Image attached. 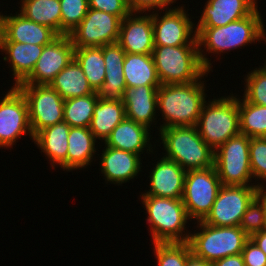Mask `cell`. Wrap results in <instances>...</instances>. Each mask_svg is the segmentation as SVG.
<instances>
[{"mask_svg": "<svg viewBox=\"0 0 266 266\" xmlns=\"http://www.w3.org/2000/svg\"><path fill=\"white\" fill-rule=\"evenodd\" d=\"M258 183L256 186V191L254 194V198L259 202L261 208L263 210L264 217L266 219V186L265 184ZM265 186V187H264Z\"/></svg>", "mask_w": 266, "mask_h": 266, "instance_id": "obj_43", "label": "cell"}, {"mask_svg": "<svg viewBox=\"0 0 266 266\" xmlns=\"http://www.w3.org/2000/svg\"><path fill=\"white\" fill-rule=\"evenodd\" d=\"M19 13L61 35L60 0H21Z\"/></svg>", "mask_w": 266, "mask_h": 266, "instance_id": "obj_30", "label": "cell"}, {"mask_svg": "<svg viewBox=\"0 0 266 266\" xmlns=\"http://www.w3.org/2000/svg\"><path fill=\"white\" fill-rule=\"evenodd\" d=\"M125 55L126 52L118 42L103 46L105 81L96 91L99 99H123L126 89L123 72Z\"/></svg>", "mask_w": 266, "mask_h": 266, "instance_id": "obj_20", "label": "cell"}, {"mask_svg": "<svg viewBox=\"0 0 266 266\" xmlns=\"http://www.w3.org/2000/svg\"><path fill=\"white\" fill-rule=\"evenodd\" d=\"M204 142L214 151L240 134L238 97L233 94L204 103L196 125Z\"/></svg>", "mask_w": 266, "mask_h": 266, "instance_id": "obj_5", "label": "cell"}, {"mask_svg": "<svg viewBox=\"0 0 266 266\" xmlns=\"http://www.w3.org/2000/svg\"><path fill=\"white\" fill-rule=\"evenodd\" d=\"M0 13V46L3 40V30H4V15Z\"/></svg>", "mask_w": 266, "mask_h": 266, "instance_id": "obj_46", "label": "cell"}, {"mask_svg": "<svg viewBox=\"0 0 266 266\" xmlns=\"http://www.w3.org/2000/svg\"><path fill=\"white\" fill-rule=\"evenodd\" d=\"M61 35H69L86 16L88 0H60Z\"/></svg>", "mask_w": 266, "mask_h": 266, "instance_id": "obj_35", "label": "cell"}, {"mask_svg": "<svg viewBox=\"0 0 266 266\" xmlns=\"http://www.w3.org/2000/svg\"><path fill=\"white\" fill-rule=\"evenodd\" d=\"M206 71L198 80L185 84H165L158 88L157 110L165 122L158 128L196 126L206 102Z\"/></svg>", "mask_w": 266, "mask_h": 266, "instance_id": "obj_2", "label": "cell"}, {"mask_svg": "<svg viewBox=\"0 0 266 266\" xmlns=\"http://www.w3.org/2000/svg\"><path fill=\"white\" fill-rule=\"evenodd\" d=\"M259 12L257 8L249 16L230 22L225 26L194 27L197 34L199 58L207 71H212V63L211 59L209 60L206 57L207 53L202 50L203 47L208 54L219 55L257 41H263L265 24H263L264 22Z\"/></svg>", "mask_w": 266, "mask_h": 266, "instance_id": "obj_1", "label": "cell"}, {"mask_svg": "<svg viewBox=\"0 0 266 266\" xmlns=\"http://www.w3.org/2000/svg\"><path fill=\"white\" fill-rule=\"evenodd\" d=\"M121 21L116 15L88 8L86 16L69 36L75 48L103 47L118 41Z\"/></svg>", "mask_w": 266, "mask_h": 266, "instance_id": "obj_13", "label": "cell"}, {"mask_svg": "<svg viewBox=\"0 0 266 266\" xmlns=\"http://www.w3.org/2000/svg\"><path fill=\"white\" fill-rule=\"evenodd\" d=\"M97 139L89 128L71 127L68 136L67 171L90 165L96 153Z\"/></svg>", "mask_w": 266, "mask_h": 266, "instance_id": "obj_26", "label": "cell"}, {"mask_svg": "<svg viewBox=\"0 0 266 266\" xmlns=\"http://www.w3.org/2000/svg\"><path fill=\"white\" fill-rule=\"evenodd\" d=\"M152 56L161 85L191 83L207 71L198 45L154 46Z\"/></svg>", "mask_w": 266, "mask_h": 266, "instance_id": "obj_6", "label": "cell"}, {"mask_svg": "<svg viewBox=\"0 0 266 266\" xmlns=\"http://www.w3.org/2000/svg\"><path fill=\"white\" fill-rule=\"evenodd\" d=\"M16 87L26 99L33 136L63 122L64 99L50 85L19 84Z\"/></svg>", "mask_w": 266, "mask_h": 266, "instance_id": "obj_10", "label": "cell"}, {"mask_svg": "<svg viewBox=\"0 0 266 266\" xmlns=\"http://www.w3.org/2000/svg\"><path fill=\"white\" fill-rule=\"evenodd\" d=\"M128 8L130 12H141V13H147L155 12L156 10H166L169 9L168 6H170L173 3H176V0H126ZM156 9V10H155Z\"/></svg>", "mask_w": 266, "mask_h": 266, "instance_id": "obj_40", "label": "cell"}, {"mask_svg": "<svg viewBox=\"0 0 266 266\" xmlns=\"http://www.w3.org/2000/svg\"><path fill=\"white\" fill-rule=\"evenodd\" d=\"M250 168L253 179L266 181V137L250 138Z\"/></svg>", "mask_w": 266, "mask_h": 266, "instance_id": "obj_37", "label": "cell"}, {"mask_svg": "<svg viewBox=\"0 0 266 266\" xmlns=\"http://www.w3.org/2000/svg\"><path fill=\"white\" fill-rule=\"evenodd\" d=\"M200 230L190 233L189 245L192 253L212 263L230 255L241 254L250 237L240 226L219 227L197 222Z\"/></svg>", "mask_w": 266, "mask_h": 266, "instance_id": "obj_7", "label": "cell"}, {"mask_svg": "<svg viewBox=\"0 0 266 266\" xmlns=\"http://www.w3.org/2000/svg\"><path fill=\"white\" fill-rule=\"evenodd\" d=\"M221 186L214 166L187 171L182 201L191 220L198 222L206 218Z\"/></svg>", "mask_w": 266, "mask_h": 266, "instance_id": "obj_9", "label": "cell"}, {"mask_svg": "<svg viewBox=\"0 0 266 266\" xmlns=\"http://www.w3.org/2000/svg\"><path fill=\"white\" fill-rule=\"evenodd\" d=\"M125 117L126 111L122 100L98 98L89 129L96 139L105 142L112 130Z\"/></svg>", "mask_w": 266, "mask_h": 266, "instance_id": "obj_27", "label": "cell"}, {"mask_svg": "<svg viewBox=\"0 0 266 266\" xmlns=\"http://www.w3.org/2000/svg\"><path fill=\"white\" fill-rule=\"evenodd\" d=\"M70 126L66 122H60L40 130L33 142L37 145L45 157L49 158L52 168L59 167L67 171V150Z\"/></svg>", "mask_w": 266, "mask_h": 266, "instance_id": "obj_25", "label": "cell"}, {"mask_svg": "<svg viewBox=\"0 0 266 266\" xmlns=\"http://www.w3.org/2000/svg\"><path fill=\"white\" fill-rule=\"evenodd\" d=\"M249 146L250 137L239 134L214 151V167L222 185L257 186V183H250L253 176Z\"/></svg>", "mask_w": 266, "mask_h": 266, "instance_id": "obj_8", "label": "cell"}, {"mask_svg": "<svg viewBox=\"0 0 266 266\" xmlns=\"http://www.w3.org/2000/svg\"><path fill=\"white\" fill-rule=\"evenodd\" d=\"M256 186H224L216 196L210 213L204 223L219 226H240L247 206L253 200Z\"/></svg>", "mask_w": 266, "mask_h": 266, "instance_id": "obj_14", "label": "cell"}, {"mask_svg": "<svg viewBox=\"0 0 266 266\" xmlns=\"http://www.w3.org/2000/svg\"><path fill=\"white\" fill-rule=\"evenodd\" d=\"M74 59L84 71L89 85L97 91L105 81L103 47L75 48Z\"/></svg>", "mask_w": 266, "mask_h": 266, "instance_id": "obj_31", "label": "cell"}, {"mask_svg": "<svg viewBox=\"0 0 266 266\" xmlns=\"http://www.w3.org/2000/svg\"><path fill=\"white\" fill-rule=\"evenodd\" d=\"M106 147V148H105ZM100 157L101 173L108 183L118 186L129 182L142 171L141 156L105 145Z\"/></svg>", "mask_w": 266, "mask_h": 266, "instance_id": "obj_18", "label": "cell"}, {"mask_svg": "<svg viewBox=\"0 0 266 266\" xmlns=\"http://www.w3.org/2000/svg\"><path fill=\"white\" fill-rule=\"evenodd\" d=\"M186 173L177 162L162 157L149 173L150 189L141 195L182 199Z\"/></svg>", "mask_w": 266, "mask_h": 266, "instance_id": "obj_17", "label": "cell"}, {"mask_svg": "<svg viewBox=\"0 0 266 266\" xmlns=\"http://www.w3.org/2000/svg\"><path fill=\"white\" fill-rule=\"evenodd\" d=\"M250 239L265 253L266 255V229L256 232L250 236Z\"/></svg>", "mask_w": 266, "mask_h": 266, "instance_id": "obj_44", "label": "cell"}, {"mask_svg": "<svg viewBox=\"0 0 266 266\" xmlns=\"http://www.w3.org/2000/svg\"><path fill=\"white\" fill-rule=\"evenodd\" d=\"M123 72L126 87L161 85L152 54L126 53Z\"/></svg>", "mask_w": 266, "mask_h": 266, "instance_id": "obj_28", "label": "cell"}, {"mask_svg": "<svg viewBox=\"0 0 266 266\" xmlns=\"http://www.w3.org/2000/svg\"><path fill=\"white\" fill-rule=\"evenodd\" d=\"M240 227L249 237L256 232L266 229V219L263 210L255 198L247 206Z\"/></svg>", "mask_w": 266, "mask_h": 266, "instance_id": "obj_38", "label": "cell"}, {"mask_svg": "<svg viewBox=\"0 0 266 266\" xmlns=\"http://www.w3.org/2000/svg\"><path fill=\"white\" fill-rule=\"evenodd\" d=\"M241 254L245 266H266L265 253L251 239L246 242Z\"/></svg>", "mask_w": 266, "mask_h": 266, "instance_id": "obj_41", "label": "cell"}, {"mask_svg": "<svg viewBox=\"0 0 266 266\" xmlns=\"http://www.w3.org/2000/svg\"><path fill=\"white\" fill-rule=\"evenodd\" d=\"M159 136L166 153L163 157L177 162L184 170L214 166V150L204 142L196 126L163 128Z\"/></svg>", "mask_w": 266, "mask_h": 266, "instance_id": "obj_4", "label": "cell"}, {"mask_svg": "<svg viewBox=\"0 0 266 266\" xmlns=\"http://www.w3.org/2000/svg\"><path fill=\"white\" fill-rule=\"evenodd\" d=\"M240 134L266 137V106L252 104L244 97L238 98Z\"/></svg>", "mask_w": 266, "mask_h": 266, "instance_id": "obj_33", "label": "cell"}, {"mask_svg": "<svg viewBox=\"0 0 266 266\" xmlns=\"http://www.w3.org/2000/svg\"><path fill=\"white\" fill-rule=\"evenodd\" d=\"M50 86L64 100L90 95L95 92L89 85L84 71L75 59L55 76Z\"/></svg>", "mask_w": 266, "mask_h": 266, "instance_id": "obj_29", "label": "cell"}, {"mask_svg": "<svg viewBox=\"0 0 266 266\" xmlns=\"http://www.w3.org/2000/svg\"><path fill=\"white\" fill-rule=\"evenodd\" d=\"M211 266H245V264L242 254H236L214 261Z\"/></svg>", "mask_w": 266, "mask_h": 266, "instance_id": "obj_42", "label": "cell"}, {"mask_svg": "<svg viewBox=\"0 0 266 266\" xmlns=\"http://www.w3.org/2000/svg\"><path fill=\"white\" fill-rule=\"evenodd\" d=\"M149 132H151L150 129L145 125L125 117L103 143L108 147L139 155L143 154L146 149V153H153L150 142L152 135Z\"/></svg>", "mask_w": 266, "mask_h": 266, "instance_id": "obj_23", "label": "cell"}, {"mask_svg": "<svg viewBox=\"0 0 266 266\" xmlns=\"http://www.w3.org/2000/svg\"><path fill=\"white\" fill-rule=\"evenodd\" d=\"M258 0H208L195 27H219L252 14Z\"/></svg>", "mask_w": 266, "mask_h": 266, "instance_id": "obj_19", "label": "cell"}, {"mask_svg": "<svg viewBox=\"0 0 266 266\" xmlns=\"http://www.w3.org/2000/svg\"><path fill=\"white\" fill-rule=\"evenodd\" d=\"M43 45L2 41L0 50L5 53L4 61H8L13 72V86L22 83L33 71L35 64L42 54Z\"/></svg>", "mask_w": 266, "mask_h": 266, "instance_id": "obj_24", "label": "cell"}, {"mask_svg": "<svg viewBox=\"0 0 266 266\" xmlns=\"http://www.w3.org/2000/svg\"><path fill=\"white\" fill-rule=\"evenodd\" d=\"M59 35L51 28L33 22L16 12L4 15V30L2 41H14L35 45H47Z\"/></svg>", "mask_w": 266, "mask_h": 266, "instance_id": "obj_22", "label": "cell"}, {"mask_svg": "<svg viewBox=\"0 0 266 266\" xmlns=\"http://www.w3.org/2000/svg\"><path fill=\"white\" fill-rule=\"evenodd\" d=\"M10 88L0 99V147L6 149L25 134L34 140L26 99L16 86Z\"/></svg>", "mask_w": 266, "mask_h": 266, "instance_id": "obj_12", "label": "cell"}, {"mask_svg": "<svg viewBox=\"0 0 266 266\" xmlns=\"http://www.w3.org/2000/svg\"><path fill=\"white\" fill-rule=\"evenodd\" d=\"M263 40H264L265 43H266V29H265V27H264V38H263Z\"/></svg>", "mask_w": 266, "mask_h": 266, "instance_id": "obj_47", "label": "cell"}, {"mask_svg": "<svg viewBox=\"0 0 266 266\" xmlns=\"http://www.w3.org/2000/svg\"><path fill=\"white\" fill-rule=\"evenodd\" d=\"M157 266H186L192 253L188 242L152 243Z\"/></svg>", "mask_w": 266, "mask_h": 266, "instance_id": "obj_34", "label": "cell"}, {"mask_svg": "<svg viewBox=\"0 0 266 266\" xmlns=\"http://www.w3.org/2000/svg\"><path fill=\"white\" fill-rule=\"evenodd\" d=\"M142 14L143 13L141 12H130L121 21L117 42L122 46L126 53L152 54L153 52L154 38L152 13Z\"/></svg>", "mask_w": 266, "mask_h": 266, "instance_id": "obj_16", "label": "cell"}, {"mask_svg": "<svg viewBox=\"0 0 266 266\" xmlns=\"http://www.w3.org/2000/svg\"><path fill=\"white\" fill-rule=\"evenodd\" d=\"M89 8L116 15L123 19L130 10L126 0H88Z\"/></svg>", "mask_w": 266, "mask_h": 266, "instance_id": "obj_39", "label": "cell"}, {"mask_svg": "<svg viewBox=\"0 0 266 266\" xmlns=\"http://www.w3.org/2000/svg\"><path fill=\"white\" fill-rule=\"evenodd\" d=\"M161 85L126 87L122 102L126 117L151 129L157 120V92ZM156 116V117H155ZM155 120V121H154Z\"/></svg>", "mask_w": 266, "mask_h": 266, "instance_id": "obj_21", "label": "cell"}, {"mask_svg": "<svg viewBox=\"0 0 266 266\" xmlns=\"http://www.w3.org/2000/svg\"><path fill=\"white\" fill-rule=\"evenodd\" d=\"M75 47L69 35H59L44 45L32 73L20 84L50 85L55 76L74 59Z\"/></svg>", "mask_w": 266, "mask_h": 266, "instance_id": "obj_15", "label": "cell"}, {"mask_svg": "<svg viewBox=\"0 0 266 266\" xmlns=\"http://www.w3.org/2000/svg\"><path fill=\"white\" fill-rule=\"evenodd\" d=\"M186 266H211V263L191 253L187 258Z\"/></svg>", "mask_w": 266, "mask_h": 266, "instance_id": "obj_45", "label": "cell"}, {"mask_svg": "<svg viewBox=\"0 0 266 266\" xmlns=\"http://www.w3.org/2000/svg\"><path fill=\"white\" fill-rule=\"evenodd\" d=\"M97 102L96 91L90 95L64 100L63 121L70 127L89 128Z\"/></svg>", "mask_w": 266, "mask_h": 266, "instance_id": "obj_32", "label": "cell"}, {"mask_svg": "<svg viewBox=\"0 0 266 266\" xmlns=\"http://www.w3.org/2000/svg\"><path fill=\"white\" fill-rule=\"evenodd\" d=\"M184 8L170 6L162 16L152 12L154 46L198 45L195 24Z\"/></svg>", "mask_w": 266, "mask_h": 266, "instance_id": "obj_11", "label": "cell"}, {"mask_svg": "<svg viewBox=\"0 0 266 266\" xmlns=\"http://www.w3.org/2000/svg\"><path fill=\"white\" fill-rule=\"evenodd\" d=\"M245 77L242 97L252 104L266 106V67L255 68Z\"/></svg>", "mask_w": 266, "mask_h": 266, "instance_id": "obj_36", "label": "cell"}, {"mask_svg": "<svg viewBox=\"0 0 266 266\" xmlns=\"http://www.w3.org/2000/svg\"><path fill=\"white\" fill-rule=\"evenodd\" d=\"M140 197L148 215L147 222L153 243L189 241L190 232L186 230V223L191 219L182 199L151 195H140Z\"/></svg>", "mask_w": 266, "mask_h": 266, "instance_id": "obj_3", "label": "cell"}]
</instances>
